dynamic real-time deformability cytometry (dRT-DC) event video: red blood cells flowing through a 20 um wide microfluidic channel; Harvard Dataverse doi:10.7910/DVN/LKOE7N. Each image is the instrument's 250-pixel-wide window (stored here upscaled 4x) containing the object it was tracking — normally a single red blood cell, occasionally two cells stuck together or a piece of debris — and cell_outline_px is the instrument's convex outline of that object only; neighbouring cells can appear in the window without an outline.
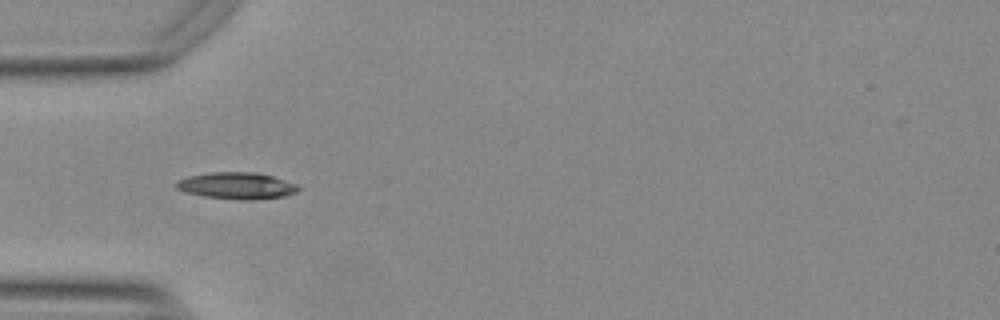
{"species": "Egyptian fruit bat (a non-hibernating species)", "species_latin": "Rousettus aegyptiacus", "temperature_condition": "warm", "stored_images_in_passage": 19, "camera_frame_rate_fps": 3000, "um_per_image_px": 0.085, "animal": {"sex": "female"}, "frame": {"image": 1, "passage_image": 4, "time_ms": 1.0, "image_size_px": [1000, 320], "cell_outline_px": [[300, 188], [296, 192], [284, 196], [252, 200], [240, 200], [204, 196], [184, 192], [176, 188], [176, 180], [188, 176], [212, 172], [256, 172], [272, 176], [296, 184]], "centroid_in_image_um": [20.09, 15.78], "position_along_channel_um": 64.9, "area_um2": 18.96}}
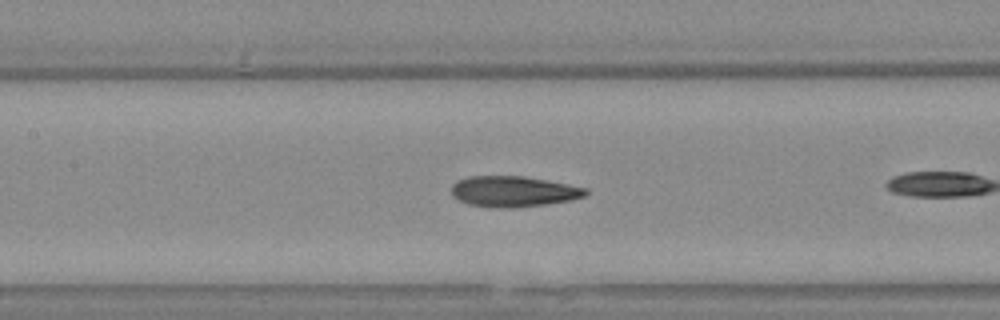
{"frame": {"image": 2, "passage_image": 9, "time_ms": 2.667, "image_size_px": [1000, 320], "cell_outline_px": [[588, 192], [584, 196], [572, 200], [544, 204], [512, 208], [488, 208], [468, 204], [452, 196], [452, 184], [456, 180], [468, 176], [524, 176], [568, 184], [588, 188]], "centroid_in_image_um": [43.61, 16.27], "position_along_channel_um": 163.8, "area_um2": 24.22}}